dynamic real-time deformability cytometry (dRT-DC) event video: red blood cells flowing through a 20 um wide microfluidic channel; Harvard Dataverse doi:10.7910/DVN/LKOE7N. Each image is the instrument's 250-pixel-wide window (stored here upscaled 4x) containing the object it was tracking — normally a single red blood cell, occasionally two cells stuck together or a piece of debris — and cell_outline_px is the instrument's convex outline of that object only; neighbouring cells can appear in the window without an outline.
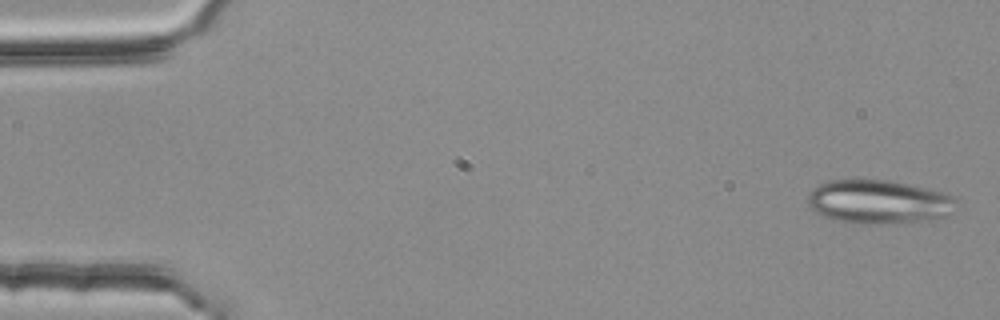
{"species": "common noctule bat (a hibernating species)", "species_latin": "Nyctalus noctula", "temperature_condition": "room temperature", "stored_images_in_passage": 3, "camera_frame_rate_fps": 3000, "um_per_image_px": 0.085, "animal": {"sex": "female", "body_mass_g": 25.1}, "frame": {"image": 1, "passage_image": 1, "time_ms": 0.0, "image_size_px": [1000, 320], "cell_outline_px": [[956, 200], [944, 216], [924, 220], [884, 224], [848, 224], [832, 220], [816, 212], [808, 204], [808, 196], [812, 188], [828, 180], [888, 180], [924, 188], [956, 196]], "centroid_in_image_um": [74.58, 17.16], "position_along_channel_um": 10.4, "area_um2": 37.51}}